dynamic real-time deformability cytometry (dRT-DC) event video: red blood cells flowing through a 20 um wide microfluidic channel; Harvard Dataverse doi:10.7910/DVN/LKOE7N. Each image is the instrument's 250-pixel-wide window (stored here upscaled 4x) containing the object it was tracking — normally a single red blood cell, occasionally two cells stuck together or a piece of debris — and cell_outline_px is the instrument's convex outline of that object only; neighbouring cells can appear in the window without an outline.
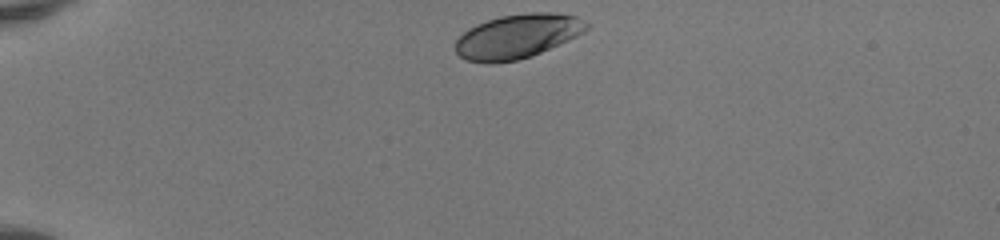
{"species": "human", "species_latin": "Homo sapiens", "temperature_condition": "room temperature", "stored_images_in_passage": 34, "camera_frame_rate_fps": 3000, "um_per_image_px": 0.085, "donor": {"sex": "female"}, "frame": {"image": 1, "passage_image": 1, "time_ms": 0.0, "image_size_px": [1000, 240], "cell_outline_px": [[588, 28], [584, 32], [568, 40], [532, 56], [520, 60], [492, 64], [488, 64], [468, 60], [460, 56], [456, 52], [456, 40], [468, 28], [476, 24], [500, 16], [528, 12], [552, 12], [576, 16], [584, 20], [588, 24]], "centroid_in_image_um": [43.98, 3.09], "position_along_channel_um": 41.0, "area_um2": 33.87}}
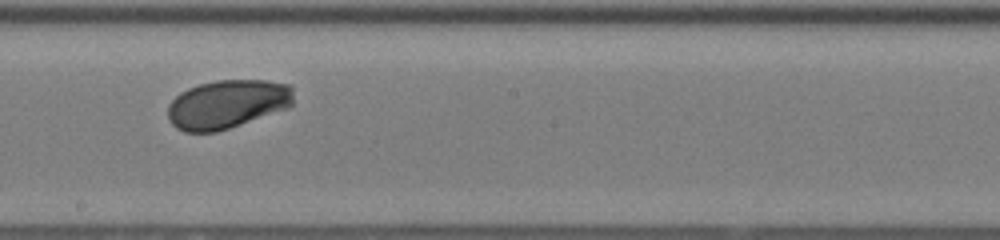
{"frame": {"image": 2, "passage_image": 19, "time_ms": 6.0, "image_size_px": [1000, 240], "cell_outline_px": [[292, 104], [288, 108], [216, 132], [184, 132], [176, 128], [168, 120], [168, 104], [180, 92], [188, 88], [200, 84], [216, 80], [264, 80], [292, 84]], "centroid_in_image_um": [19.3, 8.85], "position_along_channel_um": 228.9, "area_um2": 35.72}}
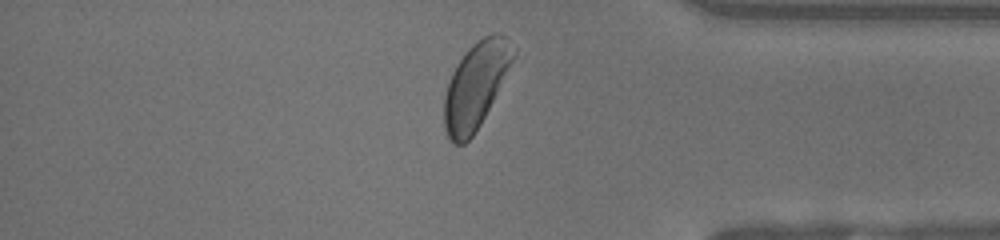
{"frame": {"image": 3, "passage_image": 32, "time_ms": 10.333, "image_size_px": [1000, 240], "cell_outline_px": [[524, 56], [480, 124], [472, 136], [464, 144], [452, 144], [448, 140], [444, 128], [444, 96], [448, 80], [456, 64], [468, 48], [472, 44], [484, 36], [492, 32], [500, 32]], "centroid_in_image_um": [40.59, 7.19], "position_along_channel_um": 394.6, "area_um2": 36.88}, "authors_computed_cell_mechanics": {"area_um2": 35.5759, "velocity_mm_per_s": 4.0899, "shape_relaxation_time_tau1_ms": 2.0572, "shape_relaxation_time_tau2_ms": null, "deformation_change_tau1": 0.1205, "deformation_change_tau2": null}}